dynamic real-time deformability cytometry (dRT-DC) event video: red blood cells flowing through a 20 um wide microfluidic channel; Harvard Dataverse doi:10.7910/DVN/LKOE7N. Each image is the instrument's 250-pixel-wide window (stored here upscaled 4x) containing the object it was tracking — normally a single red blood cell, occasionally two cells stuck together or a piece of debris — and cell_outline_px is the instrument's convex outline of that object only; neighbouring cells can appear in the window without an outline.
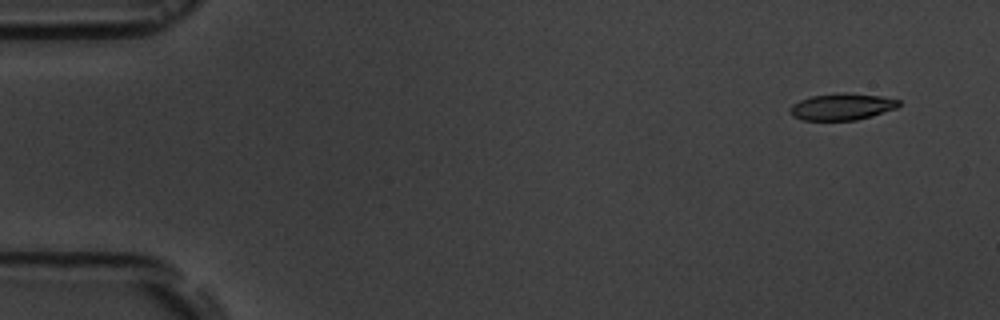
{"species": "common noctule bat (a hibernating species)", "species_latin": "Nyctalus noctula", "temperature_condition": "room temperature", "stored_images_in_passage": 9, "camera_frame_rate_fps": 3000, "um_per_image_px": 0.085, "animal": {"sex": "male", "body_mass_g": 19.5, "forearm_length_mm": 54.6}, "frame": {"image": 1, "passage_image": 1, "time_ms": 0.0, "image_size_px": [1000, 320], "cell_outline_px": [[900, 104], [896, 108], [872, 116], [856, 120], [804, 120], [792, 116], [788, 108], [792, 104], [800, 100], [812, 96], [844, 92], [880, 96], [900, 100]], "centroid_in_image_um": [71.55, 9.07], "position_along_channel_um": 13.5, "area_um2": 16.88}}
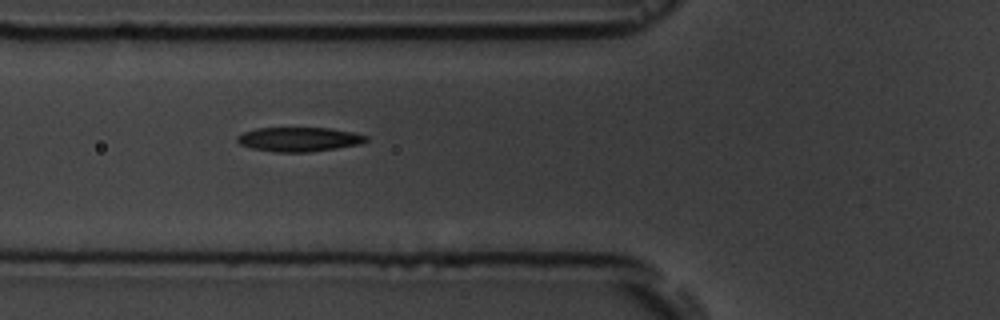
{"frame": {"image": 2, "passage_image": 6, "time_ms": 5.667, "image_size_px": [1000, 320], "cell_outline_px": [[368, 140], [360, 144], [336, 148], [308, 152], [276, 152], [252, 148], [240, 144], [236, 140], [236, 136], [244, 132], [256, 128], [332, 128], [352, 132], [368, 136]], "centroid_in_image_um": [25.41, 11.84], "position_along_channel_um": 100.4, "area_um2": 18.21}}
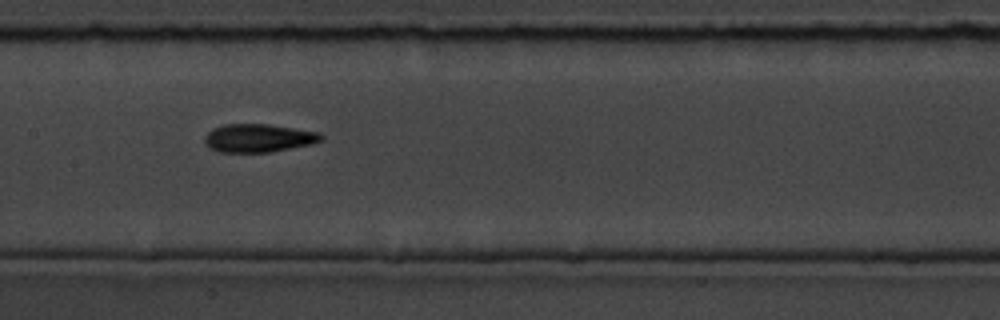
{"frame": {"image": 3, "passage_image": 8, "time_ms": 8.0, "image_size_px": [1000, 320], "cell_outline_px": [[324, 140], [312, 144], [268, 152], [216, 152], [208, 148], [204, 144], [204, 136], [212, 128], [224, 124], [268, 124], [320, 132], [324, 136]], "centroid_in_image_um": [21.94, 11.73], "position_along_channel_um": 185.5, "area_um2": 19.42}}